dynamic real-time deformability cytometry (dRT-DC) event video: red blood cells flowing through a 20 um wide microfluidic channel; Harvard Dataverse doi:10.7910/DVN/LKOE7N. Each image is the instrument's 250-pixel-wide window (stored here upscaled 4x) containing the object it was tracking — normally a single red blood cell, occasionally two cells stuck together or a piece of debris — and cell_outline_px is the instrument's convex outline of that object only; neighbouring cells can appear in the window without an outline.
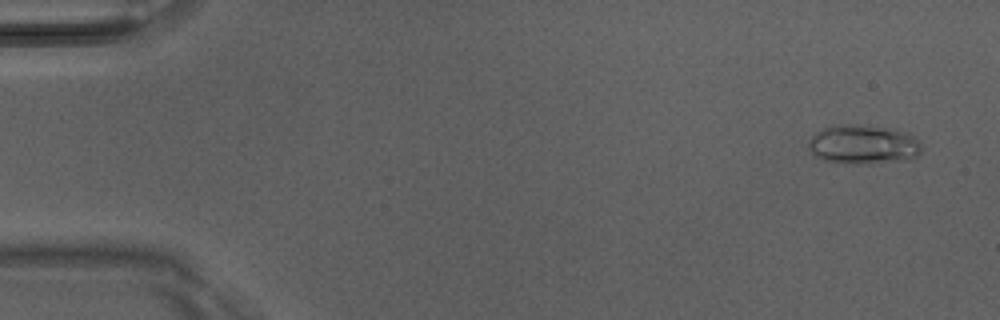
{"species": "Egyptian fruit bat (a non-hibernating species)", "species_latin": "Rousettus aegyptiacus", "temperature_condition": "room temperature", "stored_images_in_passage": 4, "camera_frame_rate_fps": 3000, "um_per_image_px": 0.085, "animal": {"sex": "male"}, "frame": {"image": 1, "passage_image": 1, "time_ms": 0.0, "image_size_px": [1000, 320], "cell_outline_px": [[920, 152], [912, 160], [868, 164], [852, 164], [824, 160], [816, 156], [808, 148], [808, 144], [812, 136], [816, 132], [832, 124], [852, 124], [892, 128], [908, 132], [916, 136], [920, 140]], "centroid_in_image_um": [73.42, 12.28], "position_along_channel_um": 11.6, "area_um2": 26.36}}